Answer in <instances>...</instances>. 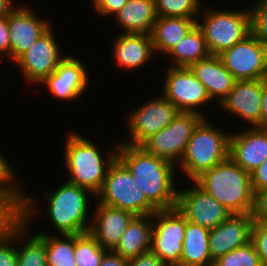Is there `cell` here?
I'll use <instances>...</instances> for the list:
<instances>
[{
	"label": "cell",
	"instance_id": "cell-1",
	"mask_svg": "<svg viewBox=\"0 0 267 266\" xmlns=\"http://www.w3.org/2000/svg\"><path fill=\"white\" fill-rule=\"evenodd\" d=\"M117 158L128 168L146 198L158 209L176 207L177 166L143 147L117 142Z\"/></svg>",
	"mask_w": 267,
	"mask_h": 266
},
{
	"label": "cell",
	"instance_id": "cell-2",
	"mask_svg": "<svg viewBox=\"0 0 267 266\" xmlns=\"http://www.w3.org/2000/svg\"><path fill=\"white\" fill-rule=\"evenodd\" d=\"M64 161L68 182L91 191L95 196L101 191L109 166L117 158V145L108 154L101 155L95 143L76 131L67 133Z\"/></svg>",
	"mask_w": 267,
	"mask_h": 266
},
{
	"label": "cell",
	"instance_id": "cell-3",
	"mask_svg": "<svg viewBox=\"0 0 267 266\" xmlns=\"http://www.w3.org/2000/svg\"><path fill=\"white\" fill-rule=\"evenodd\" d=\"M195 182L231 214L251 213L254 192L250 173L230 157L204 172Z\"/></svg>",
	"mask_w": 267,
	"mask_h": 266
},
{
	"label": "cell",
	"instance_id": "cell-4",
	"mask_svg": "<svg viewBox=\"0 0 267 266\" xmlns=\"http://www.w3.org/2000/svg\"><path fill=\"white\" fill-rule=\"evenodd\" d=\"M89 194L96 198L88 189L67 180L55 190L44 191L43 198L48 205L45 212L57 234L76 235L89 232L92 221L88 217L91 207Z\"/></svg>",
	"mask_w": 267,
	"mask_h": 266
},
{
	"label": "cell",
	"instance_id": "cell-5",
	"mask_svg": "<svg viewBox=\"0 0 267 266\" xmlns=\"http://www.w3.org/2000/svg\"><path fill=\"white\" fill-rule=\"evenodd\" d=\"M208 120L204 118L195 128L177 167L191 181L229 157L231 131L216 128Z\"/></svg>",
	"mask_w": 267,
	"mask_h": 266
},
{
	"label": "cell",
	"instance_id": "cell-6",
	"mask_svg": "<svg viewBox=\"0 0 267 266\" xmlns=\"http://www.w3.org/2000/svg\"><path fill=\"white\" fill-rule=\"evenodd\" d=\"M204 9V10H203ZM196 25L203 32L211 55H220L224 50L244 40L251 34L250 10H220L203 7ZM233 10V11H232ZM202 21L198 20L200 17Z\"/></svg>",
	"mask_w": 267,
	"mask_h": 266
},
{
	"label": "cell",
	"instance_id": "cell-7",
	"mask_svg": "<svg viewBox=\"0 0 267 266\" xmlns=\"http://www.w3.org/2000/svg\"><path fill=\"white\" fill-rule=\"evenodd\" d=\"M95 197L96 202L127 210L135 216L150 215L158 210L118 158L109 166L103 187Z\"/></svg>",
	"mask_w": 267,
	"mask_h": 266
},
{
	"label": "cell",
	"instance_id": "cell-8",
	"mask_svg": "<svg viewBox=\"0 0 267 266\" xmlns=\"http://www.w3.org/2000/svg\"><path fill=\"white\" fill-rule=\"evenodd\" d=\"M205 117L192 112H179L174 120L152 135L142 145L148 153L178 165L195 128Z\"/></svg>",
	"mask_w": 267,
	"mask_h": 266
},
{
	"label": "cell",
	"instance_id": "cell-9",
	"mask_svg": "<svg viewBox=\"0 0 267 266\" xmlns=\"http://www.w3.org/2000/svg\"><path fill=\"white\" fill-rule=\"evenodd\" d=\"M166 70L162 94L180 112L197 113L206 118L201 107L212 102V99L190 67L168 66Z\"/></svg>",
	"mask_w": 267,
	"mask_h": 266
},
{
	"label": "cell",
	"instance_id": "cell-10",
	"mask_svg": "<svg viewBox=\"0 0 267 266\" xmlns=\"http://www.w3.org/2000/svg\"><path fill=\"white\" fill-rule=\"evenodd\" d=\"M180 111L162 94L128 113L129 145L141 146L148 138L167 127Z\"/></svg>",
	"mask_w": 267,
	"mask_h": 266
},
{
	"label": "cell",
	"instance_id": "cell-11",
	"mask_svg": "<svg viewBox=\"0 0 267 266\" xmlns=\"http://www.w3.org/2000/svg\"><path fill=\"white\" fill-rule=\"evenodd\" d=\"M185 229L186 218L177 207L153 213L151 251L167 266L180 262Z\"/></svg>",
	"mask_w": 267,
	"mask_h": 266
},
{
	"label": "cell",
	"instance_id": "cell-12",
	"mask_svg": "<svg viewBox=\"0 0 267 266\" xmlns=\"http://www.w3.org/2000/svg\"><path fill=\"white\" fill-rule=\"evenodd\" d=\"M219 56L236 80L267 78V46L252 33Z\"/></svg>",
	"mask_w": 267,
	"mask_h": 266
},
{
	"label": "cell",
	"instance_id": "cell-13",
	"mask_svg": "<svg viewBox=\"0 0 267 266\" xmlns=\"http://www.w3.org/2000/svg\"><path fill=\"white\" fill-rule=\"evenodd\" d=\"M57 42L51 26L14 62L22 73L25 84L35 83L37 86L45 77L52 74L66 57L62 55Z\"/></svg>",
	"mask_w": 267,
	"mask_h": 266
},
{
	"label": "cell",
	"instance_id": "cell-14",
	"mask_svg": "<svg viewBox=\"0 0 267 266\" xmlns=\"http://www.w3.org/2000/svg\"><path fill=\"white\" fill-rule=\"evenodd\" d=\"M192 183L193 187L178 188L177 209L191 223L208 229L217 227L231 215V212L195 181Z\"/></svg>",
	"mask_w": 267,
	"mask_h": 266
},
{
	"label": "cell",
	"instance_id": "cell-15",
	"mask_svg": "<svg viewBox=\"0 0 267 266\" xmlns=\"http://www.w3.org/2000/svg\"><path fill=\"white\" fill-rule=\"evenodd\" d=\"M89 83L84 62L73 55H66L56 70L45 77L39 86L46 87L51 96L58 101L70 102L80 98L86 92Z\"/></svg>",
	"mask_w": 267,
	"mask_h": 266
},
{
	"label": "cell",
	"instance_id": "cell-16",
	"mask_svg": "<svg viewBox=\"0 0 267 266\" xmlns=\"http://www.w3.org/2000/svg\"><path fill=\"white\" fill-rule=\"evenodd\" d=\"M34 199L23 191L20 218L17 220V266H47L46 243L37 234L29 237L27 233L33 219L42 214Z\"/></svg>",
	"mask_w": 267,
	"mask_h": 266
},
{
	"label": "cell",
	"instance_id": "cell-17",
	"mask_svg": "<svg viewBox=\"0 0 267 266\" xmlns=\"http://www.w3.org/2000/svg\"><path fill=\"white\" fill-rule=\"evenodd\" d=\"M30 6H16L8 15L10 59L15 62L52 24L38 17ZM51 24V25H50ZM13 60V61H12Z\"/></svg>",
	"mask_w": 267,
	"mask_h": 266
},
{
	"label": "cell",
	"instance_id": "cell-18",
	"mask_svg": "<svg viewBox=\"0 0 267 266\" xmlns=\"http://www.w3.org/2000/svg\"><path fill=\"white\" fill-rule=\"evenodd\" d=\"M253 218L249 214H231L217 227L210 229L209 252L214 262L251 241Z\"/></svg>",
	"mask_w": 267,
	"mask_h": 266
},
{
	"label": "cell",
	"instance_id": "cell-19",
	"mask_svg": "<svg viewBox=\"0 0 267 266\" xmlns=\"http://www.w3.org/2000/svg\"><path fill=\"white\" fill-rule=\"evenodd\" d=\"M262 79L236 80L230 93L217 105L245 120L251 128H260Z\"/></svg>",
	"mask_w": 267,
	"mask_h": 266
},
{
	"label": "cell",
	"instance_id": "cell-20",
	"mask_svg": "<svg viewBox=\"0 0 267 266\" xmlns=\"http://www.w3.org/2000/svg\"><path fill=\"white\" fill-rule=\"evenodd\" d=\"M247 128L231 132L229 157L251 174L267 160V128Z\"/></svg>",
	"mask_w": 267,
	"mask_h": 266
},
{
	"label": "cell",
	"instance_id": "cell-21",
	"mask_svg": "<svg viewBox=\"0 0 267 266\" xmlns=\"http://www.w3.org/2000/svg\"><path fill=\"white\" fill-rule=\"evenodd\" d=\"M95 205L89 233L103 249L113 250L135 215L99 202Z\"/></svg>",
	"mask_w": 267,
	"mask_h": 266
},
{
	"label": "cell",
	"instance_id": "cell-22",
	"mask_svg": "<svg viewBox=\"0 0 267 266\" xmlns=\"http://www.w3.org/2000/svg\"><path fill=\"white\" fill-rule=\"evenodd\" d=\"M190 69L219 105L233 89L236 79L224 66L219 55H210L192 64Z\"/></svg>",
	"mask_w": 267,
	"mask_h": 266
},
{
	"label": "cell",
	"instance_id": "cell-23",
	"mask_svg": "<svg viewBox=\"0 0 267 266\" xmlns=\"http://www.w3.org/2000/svg\"><path fill=\"white\" fill-rule=\"evenodd\" d=\"M113 44L114 61L127 72L137 70L154 59L150 34L121 33Z\"/></svg>",
	"mask_w": 267,
	"mask_h": 266
},
{
	"label": "cell",
	"instance_id": "cell-24",
	"mask_svg": "<svg viewBox=\"0 0 267 266\" xmlns=\"http://www.w3.org/2000/svg\"><path fill=\"white\" fill-rule=\"evenodd\" d=\"M152 233L153 214L135 216L112 251L125 259L137 257L140 253L151 250Z\"/></svg>",
	"mask_w": 267,
	"mask_h": 266
},
{
	"label": "cell",
	"instance_id": "cell-25",
	"mask_svg": "<svg viewBox=\"0 0 267 266\" xmlns=\"http://www.w3.org/2000/svg\"><path fill=\"white\" fill-rule=\"evenodd\" d=\"M113 19L121 33L151 34L157 19L154 0H128Z\"/></svg>",
	"mask_w": 267,
	"mask_h": 266
},
{
	"label": "cell",
	"instance_id": "cell-26",
	"mask_svg": "<svg viewBox=\"0 0 267 266\" xmlns=\"http://www.w3.org/2000/svg\"><path fill=\"white\" fill-rule=\"evenodd\" d=\"M196 21L197 18L157 17L150 34L154 55L156 52L167 55L196 25Z\"/></svg>",
	"mask_w": 267,
	"mask_h": 266
},
{
	"label": "cell",
	"instance_id": "cell-27",
	"mask_svg": "<svg viewBox=\"0 0 267 266\" xmlns=\"http://www.w3.org/2000/svg\"><path fill=\"white\" fill-rule=\"evenodd\" d=\"M209 235L210 229L186 220L182 254L176 266H213Z\"/></svg>",
	"mask_w": 267,
	"mask_h": 266
},
{
	"label": "cell",
	"instance_id": "cell-28",
	"mask_svg": "<svg viewBox=\"0 0 267 266\" xmlns=\"http://www.w3.org/2000/svg\"><path fill=\"white\" fill-rule=\"evenodd\" d=\"M210 55L203 32L197 25L167 54L172 60L170 67H190Z\"/></svg>",
	"mask_w": 267,
	"mask_h": 266
},
{
	"label": "cell",
	"instance_id": "cell-29",
	"mask_svg": "<svg viewBox=\"0 0 267 266\" xmlns=\"http://www.w3.org/2000/svg\"><path fill=\"white\" fill-rule=\"evenodd\" d=\"M49 234V231L37 232L46 243L47 266H76L75 263V235Z\"/></svg>",
	"mask_w": 267,
	"mask_h": 266
},
{
	"label": "cell",
	"instance_id": "cell-30",
	"mask_svg": "<svg viewBox=\"0 0 267 266\" xmlns=\"http://www.w3.org/2000/svg\"><path fill=\"white\" fill-rule=\"evenodd\" d=\"M107 251L89 232L75 235L76 266H100L103 255Z\"/></svg>",
	"mask_w": 267,
	"mask_h": 266
},
{
	"label": "cell",
	"instance_id": "cell-31",
	"mask_svg": "<svg viewBox=\"0 0 267 266\" xmlns=\"http://www.w3.org/2000/svg\"><path fill=\"white\" fill-rule=\"evenodd\" d=\"M154 1L157 17L198 18L203 8L201 0Z\"/></svg>",
	"mask_w": 267,
	"mask_h": 266
},
{
	"label": "cell",
	"instance_id": "cell-32",
	"mask_svg": "<svg viewBox=\"0 0 267 266\" xmlns=\"http://www.w3.org/2000/svg\"><path fill=\"white\" fill-rule=\"evenodd\" d=\"M14 172L13 166L0 151V190L20 209L24 185L20 186L21 184L16 182L17 176Z\"/></svg>",
	"mask_w": 267,
	"mask_h": 266
},
{
	"label": "cell",
	"instance_id": "cell-33",
	"mask_svg": "<svg viewBox=\"0 0 267 266\" xmlns=\"http://www.w3.org/2000/svg\"><path fill=\"white\" fill-rule=\"evenodd\" d=\"M213 266H262V264L254 244L250 241L219 257Z\"/></svg>",
	"mask_w": 267,
	"mask_h": 266
},
{
	"label": "cell",
	"instance_id": "cell-34",
	"mask_svg": "<svg viewBox=\"0 0 267 266\" xmlns=\"http://www.w3.org/2000/svg\"><path fill=\"white\" fill-rule=\"evenodd\" d=\"M0 266H17V221L0 235Z\"/></svg>",
	"mask_w": 267,
	"mask_h": 266
},
{
	"label": "cell",
	"instance_id": "cell-35",
	"mask_svg": "<svg viewBox=\"0 0 267 266\" xmlns=\"http://www.w3.org/2000/svg\"><path fill=\"white\" fill-rule=\"evenodd\" d=\"M249 10L251 33L267 46V0H256Z\"/></svg>",
	"mask_w": 267,
	"mask_h": 266
},
{
	"label": "cell",
	"instance_id": "cell-36",
	"mask_svg": "<svg viewBox=\"0 0 267 266\" xmlns=\"http://www.w3.org/2000/svg\"><path fill=\"white\" fill-rule=\"evenodd\" d=\"M20 218V209L0 190V235Z\"/></svg>",
	"mask_w": 267,
	"mask_h": 266
},
{
	"label": "cell",
	"instance_id": "cell-37",
	"mask_svg": "<svg viewBox=\"0 0 267 266\" xmlns=\"http://www.w3.org/2000/svg\"><path fill=\"white\" fill-rule=\"evenodd\" d=\"M254 244L262 266H267V221H254L251 230Z\"/></svg>",
	"mask_w": 267,
	"mask_h": 266
},
{
	"label": "cell",
	"instance_id": "cell-38",
	"mask_svg": "<svg viewBox=\"0 0 267 266\" xmlns=\"http://www.w3.org/2000/svg\"><path fill=\"white\" fill-rule=\"evenodd\" d=\"M128 0H91L92 7L99 16L113 17Z\"/></svg>",
	"mask_w": 267,
	"mask_h": 266
},
{
	"label": "cell",
	"instance_id": "cell-39",
	"mask_svg": "<svg viewBox=\"0 0 267 266\" xmlns=\"http://www.w3.org/2000/svg\"><path fill=\"white\" fill-rule=\"evenodd\" d=\"M251 216L254 221H267V189L254 191Z\"/></svg>",
	"mask_w": 267,
	"mask_h": 266
},
{
	"label": "cell",
	"instance_id": "cell-40",
	"mask_svg": "<svg viewBox=\"0 0 267 266\" xmlns=\"http://www.w3.org/2000/svg\"><path fill=\"white\" fill-rule=\"evenodd\" d=\"M127 266H167L151 250L140 253L137 257L128 259Z\"/></svg>",
	"mask_w": 267,
	"mask_h": 266
},
{
	"label": "cell",
	"instance_id": "cell-41",
	"mask_svg": "<svg viewBox=\"0 0 267 266\" xmlns=\"http://www.w3.org/2000/svg\"><path fill=\"white\" fill-rule=\"evenodd\" d=\"M253 192L267 189V160L250 174Z\"/></svg>",
	"mask_w": 267,
	"mask_h": 266
},
{
	"label": "cell",
	"instance_id": "cell-42",
	"mask_svg": "<svg viewBox=\"0 0 267 266\" xmlns=\"http://www.w3.org/2000/svg\"><path fill=\"white\" fill-rule=\"evenodd\" d=\"M0 53L10 60V39L8 16L0 17Z\"/></svg>",
	"mask_w": 267,
	"mask_h": 266
},
{
	"label": "cell",
	"instance_id": "cell-43",
	"mask_svg": "<svg viewBox=\"0 0 267 266\" xmlns=\"http://www.w3.org/2000/svg\"><path fill=\"white\" fill-rule=\"evenodd\" d=\"M128 259L122 258L112 250H108L102 258L100 266H127Z\"/></svg>",
	"mask_w": 267,
	"mask_h": 266
},
{
	"label": "cell",
	"instance_id": "cell-44",
	"mask_svg": "<svg viewBox=\"0 0 267 266\" xmlns=\"http://www.w3.org/2000/svg\"><path fill=\"white\" fill-rule=\"evenodd\" d=\"M260 128H267V78L262 79Z\"/></svg>",
	"mask_w": 267,
	"mask_h": 266
},
{
	"label": "cell",
	"instance_id": "cell-45",
	"mask_svg": "<svg viewBox=\"0 0 267 266\" xmlns=\"http://www.w3.org/2000/svg\"><path fill=\"white\" fill-rule=\"evenodd\" d=\"M15 0H0V17L8 16L15 8Z\"/></svg>",
	"mask_w": 267,
	"mask_h": 266
},
{
	"label": "cell",
	"instance_id": "cell-46",
	"mask_svg": "<svg viewBox=\"0 0 267 266\" xmlns=\"http://www.w3.org/2000/svg\"><path fill=\"white\" fill-rule=\"evenodd\" d=\"M4 55L2 53H0V62L3 61L2 59H4Z\"/></svg>",
	"mask_w": 267,
	"mask_h": 266
}]
</instances>
